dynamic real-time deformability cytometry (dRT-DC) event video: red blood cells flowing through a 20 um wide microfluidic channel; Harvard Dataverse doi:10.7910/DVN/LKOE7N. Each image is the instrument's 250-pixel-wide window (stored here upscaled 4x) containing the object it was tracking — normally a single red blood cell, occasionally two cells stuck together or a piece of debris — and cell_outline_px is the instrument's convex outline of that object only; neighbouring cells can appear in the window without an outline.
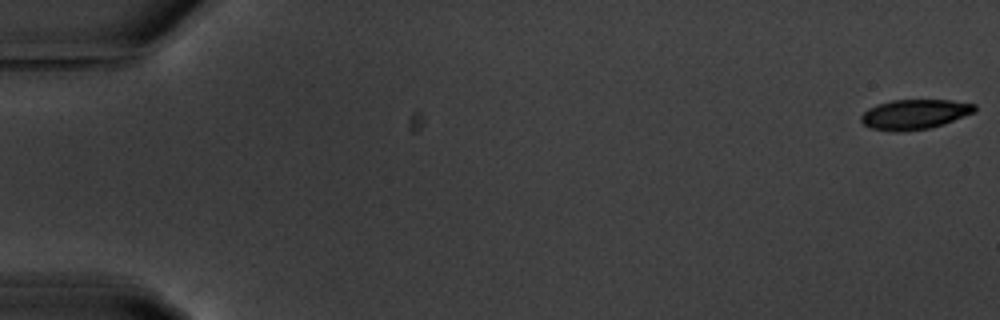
{"species": "common noctule bat (a hibernating species)", "species_latin": "Nyctalus noctula", "temperature_condition": "warm", "stored_images_in_passage": 57, "camera_frame_rate_fps": 3000, "um_per_image_px": 0.085, "animal": {"sex": "male", "body_mass_g": 20.1, "forearm_length_mm": 53.5}, "frame": {"image": 1, "passage_image": 1, "time_ms": 0.0, "image_size_px": [1000, 320], "cell_outline_px": [[976, 112], [944, 124], [928, 128], [896, 132], [872, 128], [864, 124], [860, 120], [860, 116], [868, 108], [876, 104], [892, 100], [952, 100], [976, 104]], "centroid_in_image_um": [77.75, 9.7], "position_along_channel_um": 7.2, "area_um2": 19.83}}
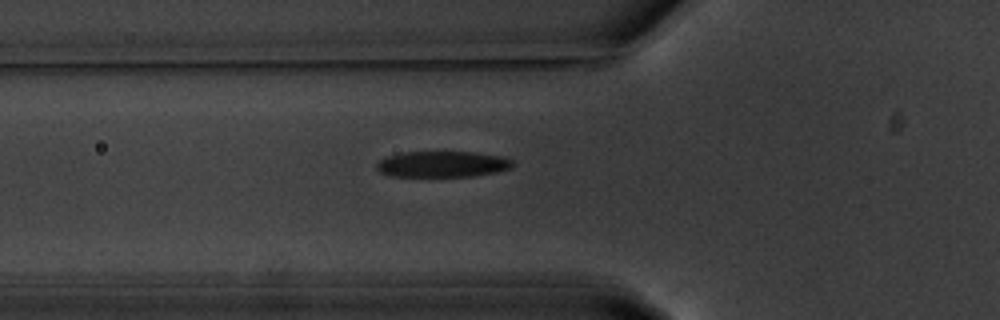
{"frame": {"image": 2, "passage_image": 21, "time_ms": 6.667, "image_size_px": [1000, 320], "cell_outline_px": [[516, 164], [512, 168], [496, 172], [472, 176], [392, 176], [380, 172], [376, 168], [376, 164], [384, 156], [400, 152], [476, 152], [500, 156], [512, 160]], "centroid_in_image_um": [37.6, 13.94], "position_along_channel_um": 88.2, "area_um2": 20.75}}
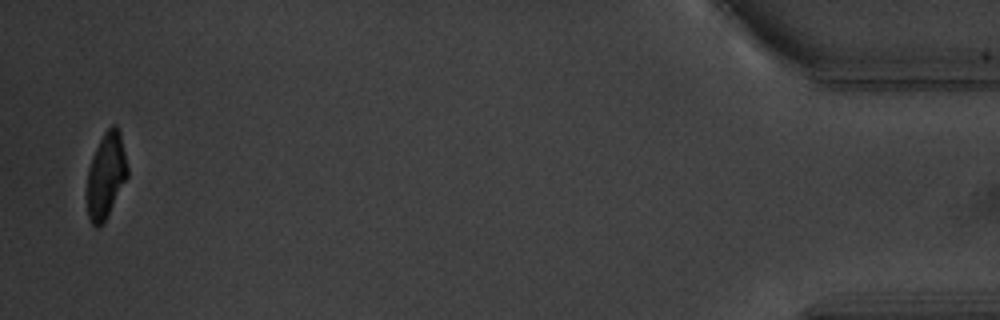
{"frame": {"image": 3, "passage_image": 56, "time_ms": 18.333, "image_size_px": [1000, 320], "cell_outline_px": [[128, 176], [104, 224], [100, 228], [96, 228], [92, 224], [88, 216], [88, 168], [92, 156], [104, 132], [112, 124], [116, 124], [120, 132], [128, 168]], "centroid_in_image_um": [9.02, 14.94], "position_along_channel_um": 426.2, "area_um2": 20.17}, "authors_computed_cell_mechanics": {"area_um2": 21.675, "velocity_mm_per_s": 3.5938, "shape_relaxation_time_tau1_ms": 3.6013, "shape_relaxation_time_tau2_ms": 1.1477, "deformation_change_tau1": 0.1778, "deformation_change_tau2": 0.0809}}